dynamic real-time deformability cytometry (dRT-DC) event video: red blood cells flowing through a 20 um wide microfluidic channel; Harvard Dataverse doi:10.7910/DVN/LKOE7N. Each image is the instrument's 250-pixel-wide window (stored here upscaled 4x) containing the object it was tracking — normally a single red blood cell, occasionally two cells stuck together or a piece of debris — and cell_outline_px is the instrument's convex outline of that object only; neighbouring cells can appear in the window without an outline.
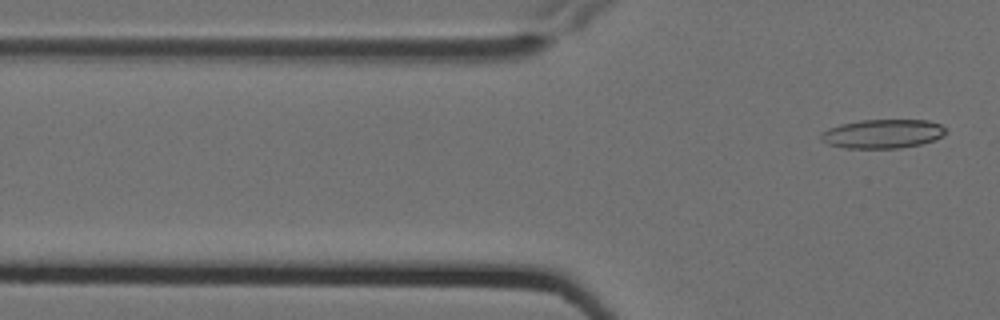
{"species": "Egyptian fruit bat (a non-hibernating species)", "species_latin": "Rousettus aegyptiacus", "temperature_condition": "cold", "stored_images_in_passage": 8, "segment_of_instrument_passage": [2, 2], "camera_frame_rate_fps": 3000, "um_per_image_px": 0.085, "animal": {"sex": "female"}, "frame": {"image": 1, "passage_image": 8, "time_ms": 2.333, "image_size_px": [1000, 320], "cell_outline_px": [[944, 136], [920, 144], [900, 148], [844, 148], [828, 144], [820, 140], [820, 132], [828, 128], [840, 124], [860, 120], [928, 120], [940, 124], [944, 128]], "centroid_in_image_um": [74.97, 11.37], "position_along_channel_um": 50.8, "area_um2": 21.1}}